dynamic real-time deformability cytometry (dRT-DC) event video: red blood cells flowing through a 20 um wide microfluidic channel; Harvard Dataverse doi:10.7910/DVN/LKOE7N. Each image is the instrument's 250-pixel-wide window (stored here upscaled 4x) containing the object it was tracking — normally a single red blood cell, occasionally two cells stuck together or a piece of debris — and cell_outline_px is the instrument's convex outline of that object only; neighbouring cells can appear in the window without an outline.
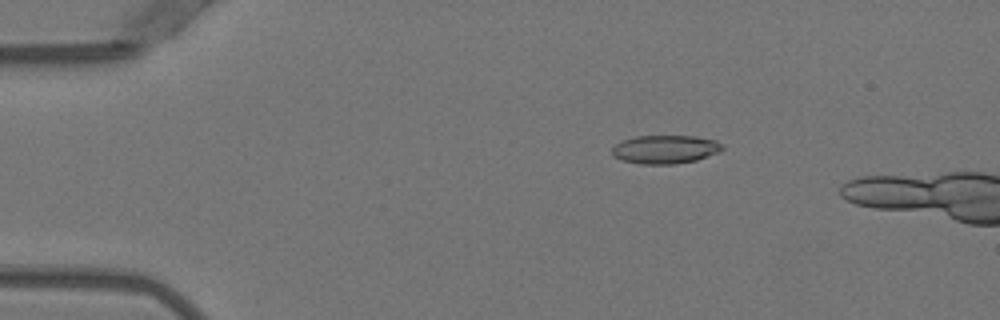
{"species": "Egyptian fruit bat (a non-hibernating species)", "species_latin": "Rousettus aegyptiacus", "temperature_condition": "warm", "stored_images_in_passage": 14, "camera_frame_rate_fps": 3000, "um_per_image_px": 0.085, "animal": {"sex": "female"}, "frame": {"image": 1, "passage_image": 10, "time_ms": 3.0, "image_size_px": [1000, 320], "cell_outline_px": [[724, 148], [720, 152], [696, 160], [676, 164], [640, 164], [620, 160], [612, 156], [612, 148], [616, 144], [624, 140], [636, 136], [692, 136], [716, 140], [724, 144]], "centroid_in_image_um": [56.55, 12.7], "position_along_channel_um": 28.4, "area_um2": 18.44}}